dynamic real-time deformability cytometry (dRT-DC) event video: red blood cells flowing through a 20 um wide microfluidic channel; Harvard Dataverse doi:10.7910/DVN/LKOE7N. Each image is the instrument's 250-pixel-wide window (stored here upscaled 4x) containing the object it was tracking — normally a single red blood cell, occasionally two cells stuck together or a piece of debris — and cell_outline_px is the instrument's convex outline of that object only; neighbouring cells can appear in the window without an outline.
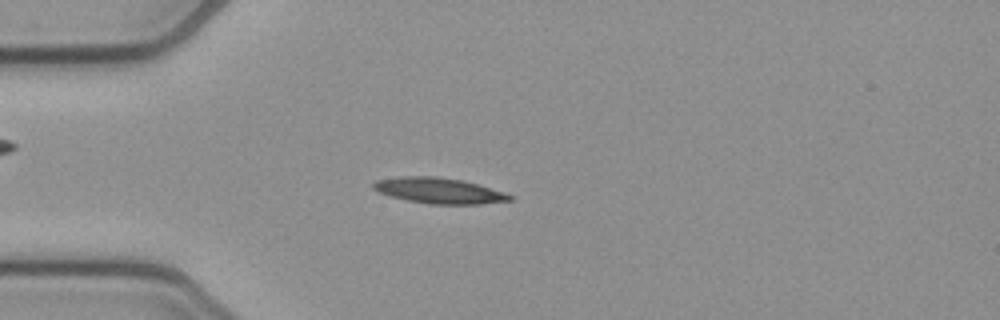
{"species": "common noctule bat (a hibernating species)", "species_latin": "Nyctalus noctula", "temperature_condition": "cold", "stored_images_in_passage": 48, "camera_frame_rate_fps": 3000, "um_per_image_px": 0.085, "animal": {"sex": "female", "body_mass_g": 21.9}, "frame": {"image": 1, "passage_image": 9, "time_ms": 2.667, "image_size_px": [1000, 320], "cell_outline_px": [[512, 200], [480, 204], [428, 204], [388, 196], [376, 192], [372, 188], [372, 184], [376, 180], [400, 176], [436, 176], [464, 180], [504, 192], [512, 196]], "centroid_in_image_um": [37.26, 16.2], "position_along_channel_um": 47.7, "area_um2": 20.58}}
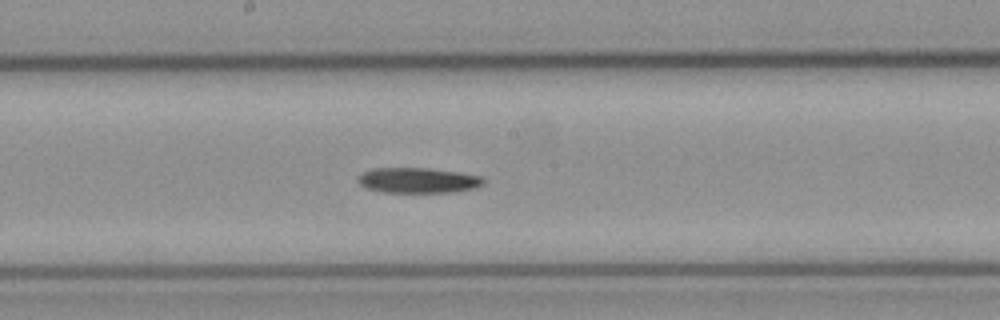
{"frame": {"image": 2, "passage_image": 23, "time_ms": 7.333, "image_size_px": [1000, 320], "cell_outline_px": [[488, 180], [484, 184], [476, 188], [452, 192], [380, 192], [364, 188], [356, 180], [356, 176], [372, 168], [428, 168], [456, 172], [480, 176]], "centroid_in_image_um": [35.5, 15.33], "position_along_channel_um": 212.7, "area_um2": 18.73}}
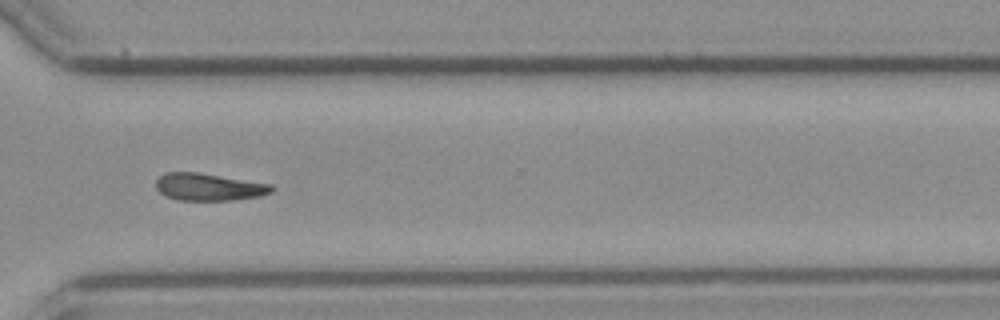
{"frame": {"image": 3, "passage_image": 34, "time_ms": 11.0, "image_size_px": [1000, 320], "cell_outline_px": [[276, 188], [272, 192], [260, 196], [232, 200], [176, 200], [164, 196], [156, 188], [156, 180], [164, 172], [196, 172], [272, 184]], "centroid_in_image_um": [17.74, 15.89], "position_along_channel_um": 352.9, "area_um2": 18.5}}